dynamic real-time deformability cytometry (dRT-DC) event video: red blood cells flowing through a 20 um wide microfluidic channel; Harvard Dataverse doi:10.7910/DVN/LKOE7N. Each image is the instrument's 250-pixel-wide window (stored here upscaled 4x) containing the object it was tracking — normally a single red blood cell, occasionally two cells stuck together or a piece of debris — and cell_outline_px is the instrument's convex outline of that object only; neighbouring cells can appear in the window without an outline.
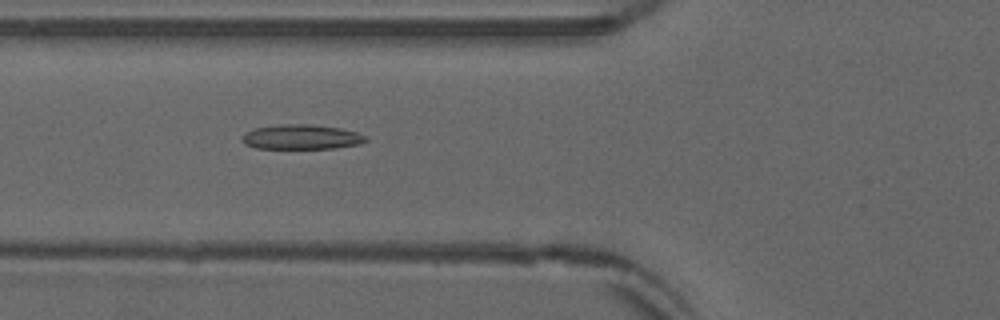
{"species": "common noctule bat (a hibernating species)", "species_latin": "Nyctalus noctula", "temperature_condition": "warm", "stored_images_in_passage": 51, "camera_frame_rate_fps": 3000, "um_per_image_px": 0.085, "animal": {"sex": "male", "forearm_length_mm": 52.5}, "frame": {"image": 1, "passage_image": 18, "time_ms": 5.667, "image_size_px": [1000, 320], "cell_outline_px": [[368, 140], [360, 144], [336, 148], [256, 148], [244, 144], [244, 132], [256, 128], [276, 124], [312, 124], [340, 128], [356, 132], [364, 136]], "centroid_in_image_um": [25.63, 11.63], "position_along_channel_um": 100.2, "area_um2": 17.74}}
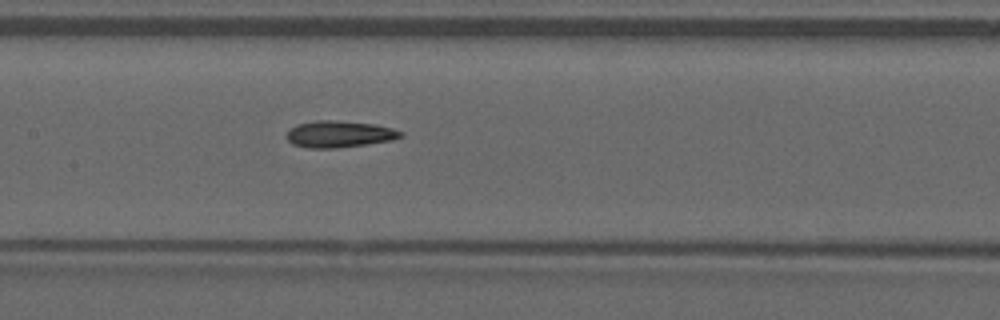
{"frame": {"image": 2, "passage_image": 24, "time_ms": 7.667, "image_size_px": [1000, 320], "cell_outline_px": [[404, 136], [392, 140], [336, 148], [308, 148], [292, 144], [288, 140], [288, 132], [296, 124], [316, 120], [336, 120], [376, 124], [392, 128], [404, 132]], "centroid_in_image_um": [28.87, 11.39], "position_along_channel_um": 178.5, "area_um2": 17.69}}
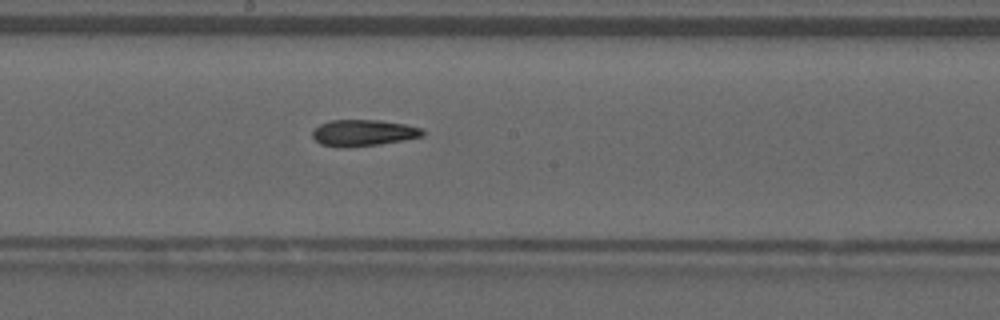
{"frame": {"image": 3, "passage_image": 27, "time_ms": 8.667, "image_size_px": [1000, 320], "cell_outline_px": [[424, 136], [404, 140], [380, 144], [348, 148], [344, 148], [320, 144], [312, 136], [312, 132], [320, 124], [328, 120], [380, 120], [404, 124], [420, 128], [424, 132]], "centroid_in_image_um": [30.86, 11.3], "position_along_channel_um": 217.3, "area_um2": 16.99}, "authors_computed_cell_mechanics": {"area_um2": 17.2244, "velocity_mm_per_s": 3.8906, "shape_relaxation_time_tau1_ms": null, "shape_relaxation_time_tau2_ms": 5.3066, "deformation_change_tau1": null, "deformation_change_tau2": 0.1301}}